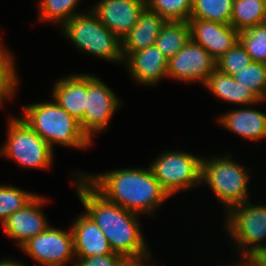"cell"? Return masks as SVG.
<instances>
[{
	"label": "cell",
	"instance_id": "34",
	"mask_svg": "<svg viewBox=\"0 0 266 266\" xmlns=\"http://www.w3.org/2000/svg\"><path fill=\"white\" fill-rule=\"evenodd\" d=\"M0 266H26L24 262L13 260L12 258H3L0 260Z\"/></svg>",
	"mask_w": 266,
	"mask_h": 266
},
{
	"label": "cell",
	"instance_id": "15",
	"mask_svg": "<svg viewBox=\"0 0 266 266\" xmlns=\"http://www.w3.org/2000/svg\"><path fill=\"white\" fill-rule=\"evenodd\" d=\"M123 64L139 85L152 87L167 78L168 59L156 45L131 52Z\"/></svg>",
	"mask_w": 266,
	"mask_h": 266
},
{
	"label": "cell",
	"instance_id": "3",
	"mask_svg": "<svg viewBox=\"0 0 266 266\" xmlns=\"http://www.w3.org/2000/svg\"><path fill=\"white\" fill-rule=\"evenodd\" d=\"M21 118L53 150L54 145L78 149H90L94 144L83 132L80 122L52 101L24 105Z\"/></svg>",
	"mask_w": 266,
	"mask_h": 266
},
{
	"label": "cell",
	"instance_id": "9",
	"mask_svg": "<svg viewBox=\"0 0 266 266\" xmlns=\"http://www.w3.org/2000/svg\"><path fill=\"white\" fill-rule=\"evenodd\" d=\"M113 91L101 78L87 74L85 112L79 122L92 142L95 134L106 130L114 113L122 105L121 99Z\"/></svg>",
	"mask_w": 266,
	"mask_h": 266
},
{
	"label": "cell",
	"instance_id": "14",
	"mask_svg": "<svg viewBox=\"0 0 266 266\" xmlns=\"http://www.w3.org/2000/svg\"><path fill=\"white\" fill-rule=\"evenodd\" d=\"M190 37L201 45L215 60L239 42V31L231 24L201 19H189Z\"/></svg>",
	"mask_w": 266,
	"mask_h": 266
},
{
	"label": "cell",
	"instance_id": "11",
	"mask_svg": "<svg viewBox=\"0 0 266 266\" xmlns=\"http://www.w3.org/2000/svg\"><path fill=\"white\" fill-rule=\"evenodd\" d=\"M216 69V60L198 43L190 39L168 60L167 77L184 83L201 82L204 85Z\"/></svg>",
	"mask_w": 266,
	"mask_h": 266
},
{
	"label": "cell",
	"instance_id": "30",
	"mask_svg": "<svg viewBox=\"0 0 266 266\" xmlns=\"http://www.w3.org/2000/svg\"><path fill=\"white\" fill-rule=\"evenodd\" d=\"M252 59L246 49L238 42L232 49L216 60V69L227 75H235L243 70Z\"/></svg>",
	"mask_w": 266,
	"mask_h": 266
},
{
	"label": "cell",
	"instance_id": "12",
	"mask_svg": "<svg viewBox=\"0 0 266 266\" xmlns=\"http://www.w3.org/2000/svg\"><path fill=\"white\" fill-rule=\"evenodd\" d=\"M90 10L99 21L122 40L138 21L146 0H98Z\"/></svg>",
	"mask_w": 266,
	"mask_h": 266
},
{
	"label": "cell",
	"instance_id": "32",
	"mask_svg": "<svg viewBox=\"0 0 266 266\" xmlns=\"http://www.w3.org/2000/svg\"><path fill=\"white\" fill-rule=\"evenodd\" d=\"M151 260H152V254L150 251L149 253L142 255L122 256L117 266H152L153 264L149 262Z\"/></svg>",
	"mask_w": 266,
	"mask_h": 266
},
{
	"label": "cell",
	"instance_id": "6",
	"mask_svg": "<svg viewBox=\"0 0 266 266\" xmlns=\"http://www.w3.org/2000/svg\"><path fill=\"white\" fill-rule=\"evenodd\" d=\"M6 142L0 148V155L9 158L24 169L52 167L54 150L19 116L10 117L7 122Z\"/></svg>",
	"mask_w": 266,
	"mask_h": 266
},
{
	"label": "cell",
	"instance_id": "37",
	"mask_svg": "<svg viewBox=\"0 0 266 266\" xmlns=\"http://www.w3.org/2000/svg\"><path fill=\"white\" fill-rule=\"evenodd\" d=\"M263 2H264L265 9H266V0H263Z\"/></svg>",
	"mask_w": 266,
	"mask_h": 266
},
{
	"label": "cell",
	"instance_id": "16",
	"mask_svg": "<svg viewBox=\"0 0 266 266\" xmlns=\"http://www.w3.org/2000/svg\"><path fill=\"white\" fill-rule=\"evenodd\" d=\"M72 222L75 257L102 256L114 253L106 236L85 212Z\"/></svg>",
	"mask_w": 266,
	"mask_h": 266
},
{
	"label": "cell",
	"instance_id": "5",
	"mask_svg": "<svg viewBox=\"0 0 266 266\" xmlns=\"http://www.w3.org/2000/svg\"><path fill=\"white\" fill-rule=\"evenodd\" d=\"M88 9L84 14L79 13L68 20L60 28L61 34L80 52L92 54L108 62L124 63L121 40Z\"/></svg>",
	"mask_w": 266,
	"mask_h": 266
},
{
	"label": "cell",
	"instance_id": "24",
	"mask_svg": "<svg viewBox=\"0 0 266 266\" xmlns=\"http://www.w3.org/2000/svg\"><path fill=\"white\" fill-rule=\"evenodd\" d=\"M14 55L0 42V107L3 102L12 100L18 89L19 76L16 72Z\"/></svg>",
	"mask_w": 266,
	"mask_h": 266
},
{
	"label": "cell",
	"instance_id": "21",
	"mask_svg": "<svg viewBox=\"0 0 266 266\" xmlns=\"http://www.w3.org/2000/svg\"><path fill=\"white\" fill-rule=\"evenodd\" d=\"M191 39L188 21H167L159 33L155 45L169 60Z\"/></svg>",
	"mask_w": 266,
	"mask_h": 266
},
{
	"label": "cell",
	"instance_id": "20",
	"mask_svg": "<svg viewBox=\"0 0 266 266\" xmlns=\"http://www.w3.org/2000/svg\"><path fill=\"white\" fill-rule=\"evenodd\" d=\"M204 87L216 98L228 104L234 103L237 106H253L261 101L251 90L238 83L231 75L222 73L215 69L208 77Z\"/></svg>",
	"mask_w": 266,
	"mask_h": 266
},
{
	"label": "cell",
	"instance_id": "19",
	"mask_svg": "<svg viewBox=\"0 0 266 266\" xmlns=\"http://www.w3.org/2000/svg\"><path fill=\"white\" fill-rule=\"evenodd\" d=\"M166 22L165 18L145 7L140 13L137 23L121 40L123 59L131 52L155 45V41Z\"/></svg>",
	"mask_w": 266,
	"mask_h": 266
},
{
	"label": "cell",
	"instance_id": "25",
	"mask_svg": "<svg viewBox=\"0 0 266 266\" xmlns=\"http://www.w3.org/2000/svg\"><path fill=\"white\" fill-rule=\"evenodd\" d=\"M233 0H193L190 19L230 24Z\"/></svg>",
	"mask_w": 266,
	"mask_h": 266
},
{
	"label": "cell",
	"instance_id": "18",
	"mask_svg": "<svg viewBox=\"0 0 266 266\" xmlns=\"http://www.w3.org/2000/svg\"><path fill=\"white\" fill-rule=\"evenodd\" d=\"M245 107L227 111L217 121L226 130L250 141L266 138V113Z\"/></svg>",
	"mask_w": 266,
	"mask_h": 266
},
{
	"label": "cell",
	"instance_id": "17",
	"mask_svg": "<svg viewBox=\"0 0 266 266\" xmlns=\"http://www.w3.org/2000/svg\"><path fill=\"white\" fill-rule=\"evenodd\" d=\"M57 80L51 90L52 98L72 117L80 121L85 112L87 73H70Z\"/></svg>",
	"mask_w": 266,
	"mask_h": 266
},
{
	"label": "cell",
	"instance_id": "8",
	"mask_svg": "<svg viewBox=\"0 0 266 266\" xmlns=\"http://www.w3.org/2000/svg\"><path fill=\"white\" fill-rule=\"evenodd\" d=\"M202 157L178 150H165L149 167L169 197L201 185Z\"/></svg>",
	"mask_w": 266,
	"mask_h": 266
},
{
	"label": "cell",
	"instance_id": "36",
	"mask_svg": "<svg viewBox=\"0 0 266 266\" xmlns=\"http://www.w3.org/2000/svg\"><path fill=\"white\" fill-rule=\"evenodd\" d=\"M263 24L266 26V16H265V19H264V22H263Z\"/></svg>",
	"mask_w": 266,
	"mask_h": 266
},
{
	"label": "cell",
	"instance_id": "4",
	"mask_svg": "<svg viewBox=\"0 0 266 266\" xmlns=\"http://www.w3.org/2000/svg\"><path fill=\"white\" fill-rule=\"evenodd\" d=\"M232 154L222 156L202 157L201 185L207 184L214 196L225 207L226 213L230 208L249 201L250 171L239 164Z\"/></svg>",
	"mask_w": 266,
	"mask_h": 266
},
{
	"label": "cell",
	"instance_id": "29",
	"mask_svg": "<svg viewBox=\"0 0 266 266\" xmlns=\"http://www.w3.org/2000/svg\"><path fill=\"white\" fill-rule=\"evenodd\" d=\"M239 42L252 61L266 64V26L264 24L240 31Z\"/></svg>",
	"mask_w": 266,
	"mask_h": 266
},
{
	"label": "cell",
	"instance_id": "10",
	"mask_svg": "<svg viewBox=\"0 0 266 266\" xmlns=\"http://www.w3.org/2000/svg\"><path fill=\"white\" fill-rule=\"evenodd\" d=\"M69 230L49 226L39 235L29 239L20 249L42 266H65L71 262H74L73 266H75L71 227Z\"/></svg>",
	"mask_w": 266,
	"mask_h": 266
},
{
	"label": "cell",
	"instance_id": "33",
	"mask_svg": "<svg viewBox=\"0 0 266 266\" xmlns=\"http://www.w3.org/2000/svg\"><path fill=\"white\" fill-rule=\"evenodd\" d=\"M248 258L255 266H266V244L257 248Z\"/></svg>",
	"mask_w": 266,
	"mask_h": 266
},
{
	"label": "cell",
	"instance_id": "27",
	"mask_svg": "<svg viewBox=\"0 0 266 266\" xmlns=\"http://www.w3.org/2000/svg\"><path fill=\"white\" fill-rule=\"evenodd\" d=\"M238 83L251 90L261 101H266V64L250 62L232 76Z\"/></svg>",
	"mask_w": 266,
	"mask_h": 266
},
{
	"label": "cell",
	"instance_id": "13",
	"mask_svg": "<svg viewBox=\"0 0 266 266\" xmlns=\"http://www.w3.org/2000/svg\"><path fill=\"white\" fill-rule=\"evenodd\" d=\"M46 201V197L37 195L28 205L11 214L2 224L4 234L17 241L18 247L51 225L42 209Z\"/></svg>",
	"mask_w": 266,
	"mask_h": 266
},
{
	"label": "cell",
	"instance_id": "1",
	"mask_svg": "<svg viewBox=\"0 0 266 266\" xmlns=\"http://www.w3.org/2000/svg\"><path fill=\"white\" fill-rule=\"evenodd\" d=\"M73 184L85 213L106 236L111 250L122 256L147 254L151 250L143 237L139 214L108 201L83 176L76 172Z\"/></svg>",
	"mask_w": 266,
	"mask_h": 266
},
{
	"label": "cell",
	"instance_id": "22",
	"mask_svg": "<svg viewBox=\"0 0 266 266\" xmlns=\"http://www.w3.org/2000/svg\"><path fill=\"white\" fill-rule=\"evenodd\" d=\"M265 16L263 0H233L230 24L240 32L263 24Z\"/></svg>",
	"mask_w": 266,
	"mask_h": 266
},
{
	"label": "cell",
	"instance_id": "26",
	"mask_svg": "<svg viewBox=\"0 0 266 266\" xmlns=\"http://www.w3.org/2000/svg\"><path fill=\"white\" fill-rule=\"evenodd\" d=\"M37 194L22 190L14 186L0 184V222L1 225L7 218L28 205Z\"/></svg>",
	"mask_w": 266,
	"mask_h": 266
},
{
	"label": "cell",
	"instance_id": "31",
	"mask_svg": "<svg viewBox=\"0 0 266 266\" xmlns=\"http://www.w3.org/2000/svg\"><path fill=\"white\" fill-rule=\"evenodd\" d=\"M122 255L105 254L102 256L75 257V266H117Z\"/></svg>",
	"mask_w": 266,
	"mask_h": 266
},
{
	"label": "cell",
	"instance_id": "35",
	"mask_svg": "<svg viewBox=\"0 0 266 266\" xmlns=\"http://www.w3.org/2000/svg\"><path fill=\"white\" fill-rule=\"evenodd\" d=\"M240 260L236 264H232V266H255L248 257H240Z\"/></svg>",
	"mask_w": 266,
	"mask_h": 266
},
{
	"label": "cell",
	"instance_id": "28",
	"mask_svg": "<svg viewBox=\"0 0 266 266\" xmlns=\"http://www.w3.org/2000/svg\"><path fill=\"white\" fill-rule=\"evenodd\" d=\"M193 0H146V7L167 21H188Z\"/></svg>",
	"mask_w": 266,
	"mask_h": 266
},
{
	"label": "cell",
	"instance_id": "7",
	"mask_svg": "<svg viewBox=\"0 0 266 266\" xmlns=\"http://www.w3.org/2000/svg\"><path fill=\"white\" fill-rule=\"evenodd\" d=\"M225 229L240 257H248L266 243V204L249 201L230 208L225 214ZM235 245V246H234ZM240 250V251H239Z\"/></svg>",
	"mask_w": 266,
	"mask_h": 266
},
{
	"label": "cell",
	"instance_id": "2",
	"mask_svg": "<svg viewBox=\"0 0 266 266\" xmlns=\"http://www.w3.org/2000/svg\"><path fill=\"white\" fill-rule=\"evenodd\" d=\"M81 174L108 201L139 215H155L170 198L149 166Z\"/></svg>",
	"mask_w": 266,
	"mask_h": 266
},
{
	"label": "cell",
	"instance_id": "23",
	"mask_svg": "<svg viewBox=\"0 0 266 266\" xmlns=\"http://www.w3.org/2000/svg\"><path fill=\"white\" fill-rule=\"evenodd\" d=\"M37 3L38 21L57 23L58 28H61L73 16L83 12L78 11L77 8L80 0H39Z\"/></svg>",
	"mask_w": 266,
	"mask_h": 266
}]
</instances>
